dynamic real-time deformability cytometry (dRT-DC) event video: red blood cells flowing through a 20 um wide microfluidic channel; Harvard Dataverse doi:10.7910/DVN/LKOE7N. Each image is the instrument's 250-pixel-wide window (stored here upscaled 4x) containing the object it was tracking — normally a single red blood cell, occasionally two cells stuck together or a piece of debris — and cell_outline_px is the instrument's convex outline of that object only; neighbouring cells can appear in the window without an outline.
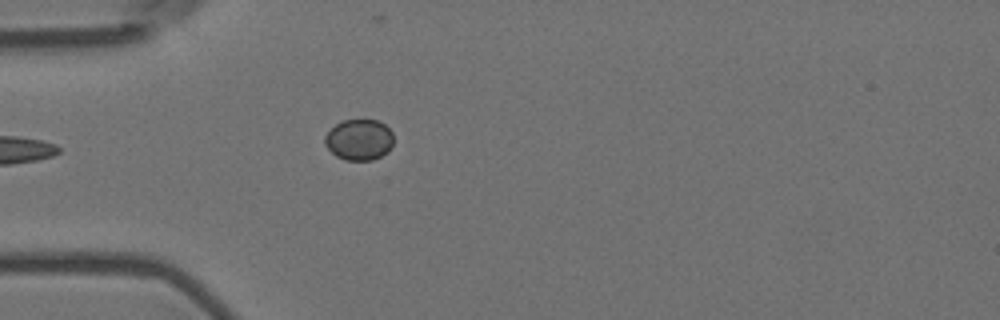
{"species": "Egyptian fruit bat (a non-hibernating species)", "species_latin": "Rousettus aegyptiacus", "temperature_condition": "room temperature", "stored_images_in_passage": 5, "camera_frame_rate_fps": 3000, "um_per_image_px": 0.085, "animal": {"sex": "female"}, "frame": {"image": 1, "passage_image": 5, "time_ms": 1.333, "image_size_px": [1000, 320], "cell_outline_px": [[392, 144], [388, 152], [372, 160], [344, 160], [336, 156], [324, 144], [324, 136], [336, 124], [344, 120], [376, 120], [384, 124], [392, 132]], "centroid_in_image_um": [30.51, 11.88], "position_along_channel_um": 54.5, "area_um2": 16.3}}